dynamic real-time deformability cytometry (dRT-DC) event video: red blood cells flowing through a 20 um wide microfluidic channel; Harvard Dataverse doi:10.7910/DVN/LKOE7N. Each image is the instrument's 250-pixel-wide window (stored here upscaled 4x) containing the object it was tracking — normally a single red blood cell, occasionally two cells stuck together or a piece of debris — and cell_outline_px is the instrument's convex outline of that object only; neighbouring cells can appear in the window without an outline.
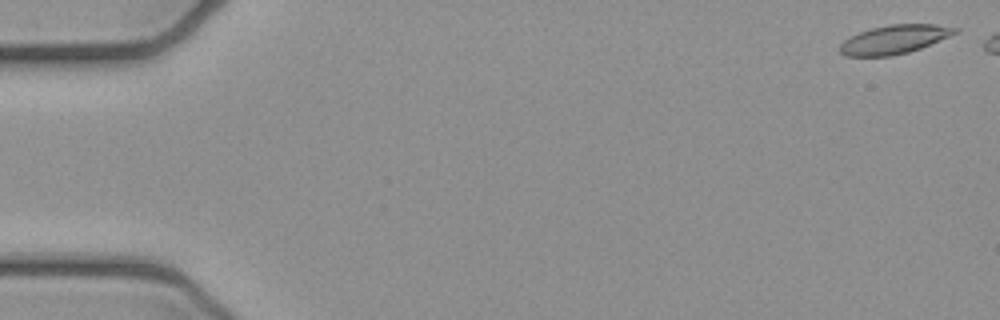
{"species": "common noctule bat (a hibernating species)", "species_latin": "Nyctalus noctula", "temperature_condition": "cold", "stored_images_in_passage": 6, "camera_frame_rate_fps": 3000, "um_per_image_px": 0.085, "animal": {"sex": "female", "body_mass_g": 21.9}, "frame": {"image": 1, "passage_image": 1, "time_ms": 0.0, "image_size_px": [1000, 320], "cell_outline_px": [[960, 32], [920, 48], [908, 52], [892, 56], [844, 56], [840, 52], [840, 44], [844, 40], [860, 32], [872, 28], [892, 24], [936, 24], [960, 28]], "centroid_in_image_um": [76.05, 3.35], "position_along_channel_um": 8.9, "area_um2": 19.25}}